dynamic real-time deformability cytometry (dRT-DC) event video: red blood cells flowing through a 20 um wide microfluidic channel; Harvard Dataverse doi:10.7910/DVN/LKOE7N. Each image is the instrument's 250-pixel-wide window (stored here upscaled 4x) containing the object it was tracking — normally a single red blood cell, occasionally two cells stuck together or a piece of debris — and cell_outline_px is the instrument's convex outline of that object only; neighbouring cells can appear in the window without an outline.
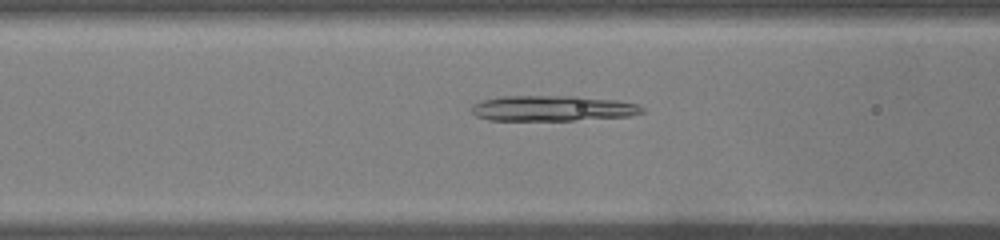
{"species": "common noctule bat (a hibernating species)", "species_latin": "Nyctalus noctula", "temperature_condition": "warm", "stored_images_in_passage": 39, "camera_frame_rate_fps": 3000, "um_per_image_px": 0.085, "animal": {"sex": "male", "body_mass_g": 19.0, "forearm_length_mm": 50.8}, "frame": {"image": 1, "passage_image": 18, "time_ms": 5.667, "image_size_px": [1000, 240], "cell_outline_px": [[644, 112], [632, 116], [572, 120], [488, 120], [476, 116], [472, 112], [472, 104], [484, 100], [500, 96], [576, 96], [616, 100], [640, 104], [644, 108]], "centroid_in_image_um": [47.01, 9.2], "position_along_channel_um": 119.6, "area_um2": 25.43}}
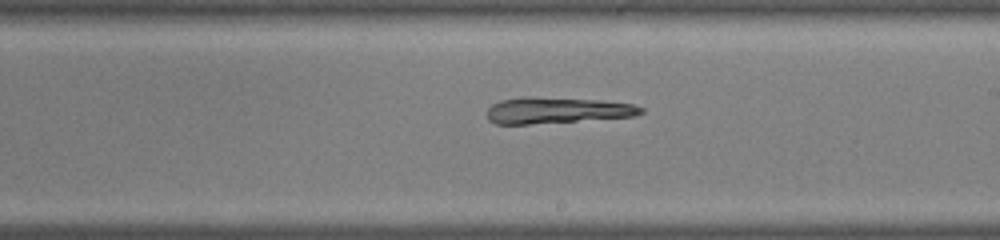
{"frame": {"image": 2, "passage_image": 27, "time_ms": 8.667, "image_size_px": [1000, 240], "cell_outline_px": [[644, 112], [636, 116], [528, 124], [496, 124], [488, 120], [488, 108], [492, 104], [500, 100], [524, 96], [528, 96], [600, 100], [632, 104], [644, 108]], "centroid_in_image_um": [47.32, 9.37], "position_along_channel_um": 241.7, "area_um2": 23.47}}
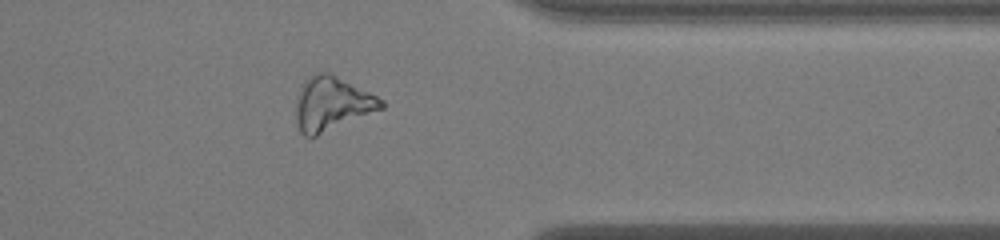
{"frame": {"image": 3, "passage_image": 38, "time_ms": 12.333, "image_size_px": [1000, 240], "cell_outline_px": [[384, 108], [316, 136], [304, 136], [300, 132], [296, 120], [296, 104], [300, 88], [304, 80], [312, 72], [332, 72], [384, 100]], "centroid_in_image_um": [28.2, 8.79], "position_along_channel_um": 383.2, "area_um2": 26.93}}